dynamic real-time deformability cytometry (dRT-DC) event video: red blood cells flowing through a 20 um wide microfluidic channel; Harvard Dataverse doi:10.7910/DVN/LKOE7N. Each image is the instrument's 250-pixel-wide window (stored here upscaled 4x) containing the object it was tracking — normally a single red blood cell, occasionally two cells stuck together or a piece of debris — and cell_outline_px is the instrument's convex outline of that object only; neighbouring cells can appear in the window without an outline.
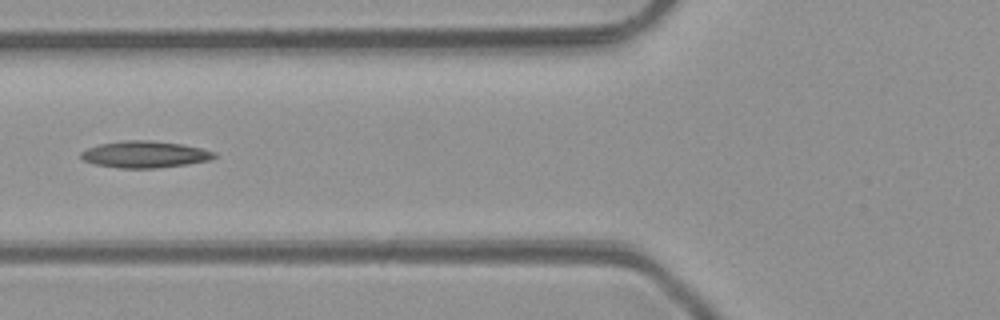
{"species": "common noctule bat (a hibernating species)", "species_latin": "Nyctalus noctula", "temperature_condition": "room temperature", "stored_images_in_passage": 6, "camera_frame_rate_fps": 3000, "um_per_image_px": 0.085, "animal": {"sex": "male", "body_mass_g": 23.1, "forearm_length_mm": 52.7}, "frame": {"image": 1, "passage_image": 5, "time_ms": 4.667, "image_size_px": [1000, 320], "cell_outline_px": [[216, 156], [208, 160], [184, 164], [156, 168], [120, 168], [96, 164], [84, 160], [80, 156], [80, 152], [88, 148], [100, 144], [124, 140], [148, 140], [180, 144], [200, 148], [216, 152]], "centroid_in_image_um": [12.28, 13.12], "position_along_channel_um": 113.5, "area_um2": 20.4}}
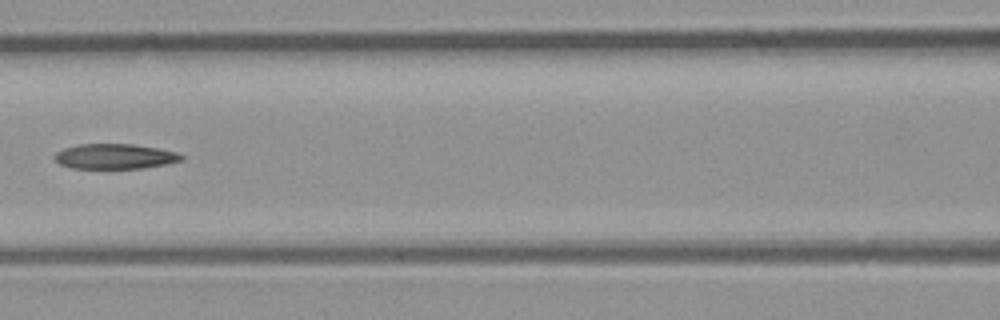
{"frame": {"image": 2, "passage_image": 6, "time_ms": 5.667, "image_size_px": [1000, 320], "cell_outline_px": [[184, 160], [168, 164], [140, 168], [72, 168], [60, 164], [56, 160], [56, 152], [64, 148], [76, 144], [132, 144], [156, 148], [176, 152], [184, 156]], "centroid_in_image_um": [9.79, 13.29], "position_along_channel_um": 156.8, "area_um2": 18.44}}